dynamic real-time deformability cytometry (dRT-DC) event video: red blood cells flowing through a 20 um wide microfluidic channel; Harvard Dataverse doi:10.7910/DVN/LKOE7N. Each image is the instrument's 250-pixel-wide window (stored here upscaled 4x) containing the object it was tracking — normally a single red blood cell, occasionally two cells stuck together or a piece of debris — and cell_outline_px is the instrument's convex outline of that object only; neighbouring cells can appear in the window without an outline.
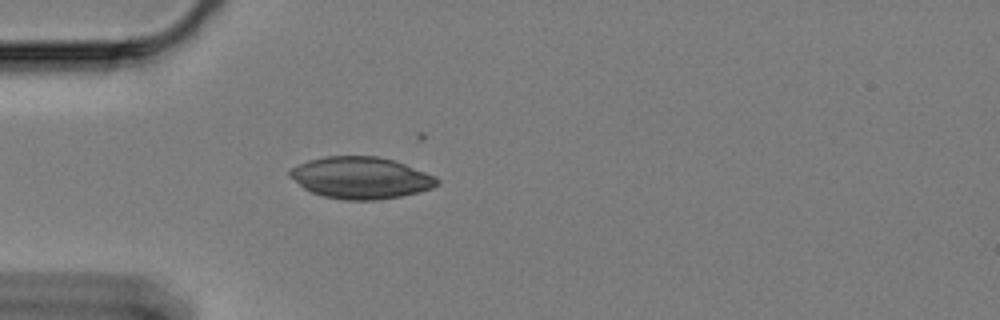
{"species": "Egyptian fruit bat (a non-hibernating species)", "species_latin": "Rousettus aegyptiacus", "temperature_condition": "cold", "stored_images_in_passage": 16, "camera_frame_rate_fps": 3000, "um_per_image_px": 0.085, "animal": {"sex": "female"}, "frame": {"image": 1, "passage_image": 1, "time_ms": 0.0, "image_size_px": [1000, 320], "cell_outline_px": [[440, 184], [432, 188], [400, 196], [380, 200], [344, 200], [324, 196], [312, 192], [304, 188], [288, 176], [288, 172], [292, 168], [308, 160], [324, 156], [376, 156], [392, 160], [404, 164], [424, 172], [440, 180]], "centroid_in_image_um": [30.64, 15.12], "position_along_channel_um": 54.4, "area_um2": 35.55}}
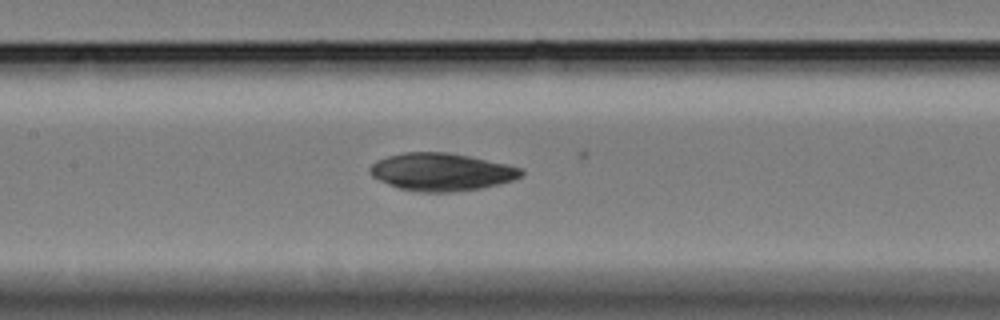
{"frame": {"image": 2, "passage_image": 12, "time_ms": 3.667, "image_size_px": [1000, 320], "cell_outline_px": [[524, 176], [512, 180], [480, 188], [452, 192], [420, 192], [400, 188], [380, 180], [372, 176], [368, 168], [376, 160], [388, 156], [404, 152], [448, 152], [468, 156], [504, 164], [520, 168], [524, 172]], "centroid_in_image_um": [37.5, 14.61], "position_along_channel_um": 169.9, "area_um2": 32.83}}
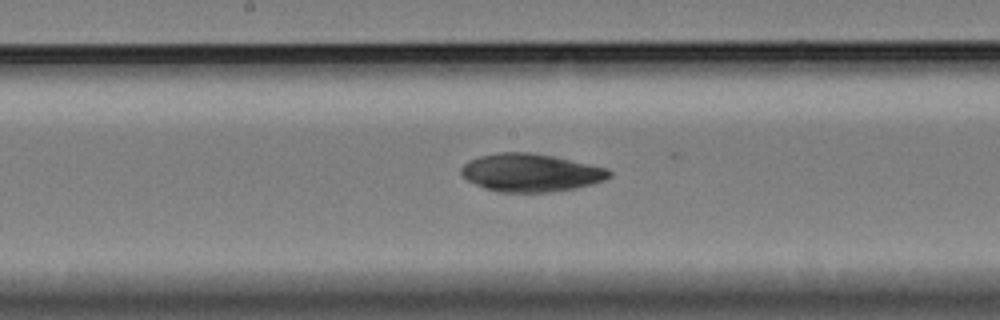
{"frame": {"image": 3, "passage_image": 15, "time_ms": 4.667, "image_size_px": [1000, 320], "cell_outline_px": [[612, 176], [604, 180], [592, 184], [576, 188], [548, 192], [500, 192], [484, 188], [468, 180], [460, 172], [460, 168], [468, 160], [480, 156], [496, 152], [528, 152], [552, 156], [608, 168], [612, 172]], "centroid_in_image_um": [45.11, 14.67], "position_along_channel_um": 203.1, "area_um2": 32.71}}